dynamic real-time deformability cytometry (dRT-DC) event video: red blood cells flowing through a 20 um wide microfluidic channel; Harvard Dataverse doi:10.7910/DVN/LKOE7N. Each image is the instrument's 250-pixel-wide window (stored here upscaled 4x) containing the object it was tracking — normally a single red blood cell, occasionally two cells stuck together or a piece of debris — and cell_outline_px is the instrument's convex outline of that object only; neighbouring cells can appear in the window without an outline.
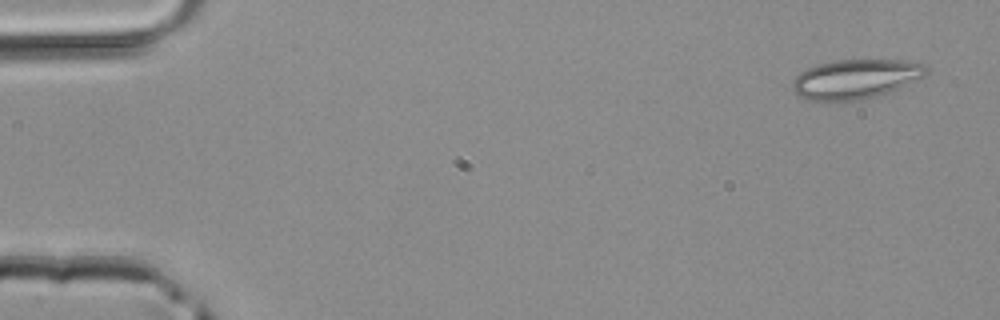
{"species": "common noctule bat (a hibernating species)", "species_latin": "Nyctalus noctula", "temperature_condition": "room temperature", "stored_images_in_passage": 3, "camera_frame_rate_fps": 3000, "um_per_image_px": 0.085, "animal": {"sex": "male", "body_mass_g": 20.4}, "frame": {"image": 1, "passage_image": 1, "time_ms": 0.0, "image_size_px": [1000, 320], "cell_outline_px": [[928, 72], [924, 76], [884, 96], [860, 100], [808, 100], [800, 96], [792, 88], [792, 80], [800, 72], [808, 68], [820, 64], [836, 60], [900, 60], [924, 64], [928, 68]], "centroid_in_image_um": [72.76, 6.73], "position_along_channel_um": 12.2, "area_um2": 30.81}}